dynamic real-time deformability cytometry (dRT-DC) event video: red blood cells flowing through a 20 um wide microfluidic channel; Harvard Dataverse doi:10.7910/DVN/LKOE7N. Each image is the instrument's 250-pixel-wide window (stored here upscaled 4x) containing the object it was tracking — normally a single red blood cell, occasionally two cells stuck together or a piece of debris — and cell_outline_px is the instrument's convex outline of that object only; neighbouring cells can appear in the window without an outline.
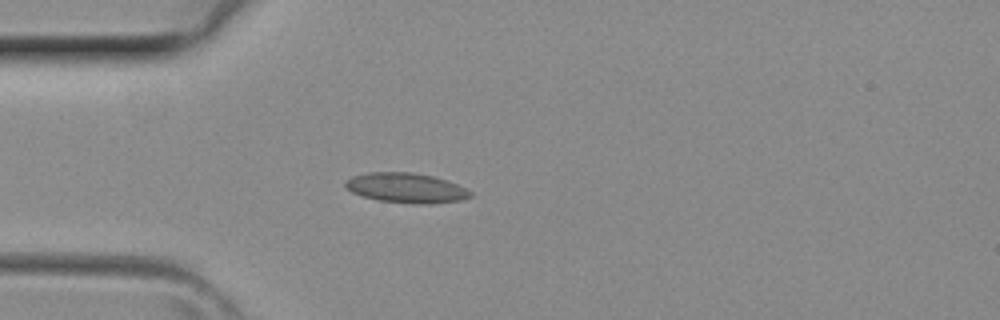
{"species": "common noctule bat (a hibernating species)", "species_latin": "Nyctalus noctula", "temperature_condition": "room temperature", "stored_images_in_passage": 1, "camera_frame_rate_fps": 3000, "um_per_image_px": 0.085, "animal": {"sex": "female", "body_mass_g": 29.2, "forearm_length_mm": 56.3}, "frame": {"image": 1, "passage_image": 1, "time_ms": 0.0, "image_size_px": [1000, 320], "cell_outline_px": [[472, 196], [464, 200], [432, 204], [412, 204], [380, 200], [360, 196], [352, 192], [344, 184], [352, 176], [368, 172], [412, 172], [432, 176], [456, 184], [472, 192]], "centroid_in_image_um": [34.54, 15.98], "position_along_channel_um": 50.5, "area_um2": 21.73}}